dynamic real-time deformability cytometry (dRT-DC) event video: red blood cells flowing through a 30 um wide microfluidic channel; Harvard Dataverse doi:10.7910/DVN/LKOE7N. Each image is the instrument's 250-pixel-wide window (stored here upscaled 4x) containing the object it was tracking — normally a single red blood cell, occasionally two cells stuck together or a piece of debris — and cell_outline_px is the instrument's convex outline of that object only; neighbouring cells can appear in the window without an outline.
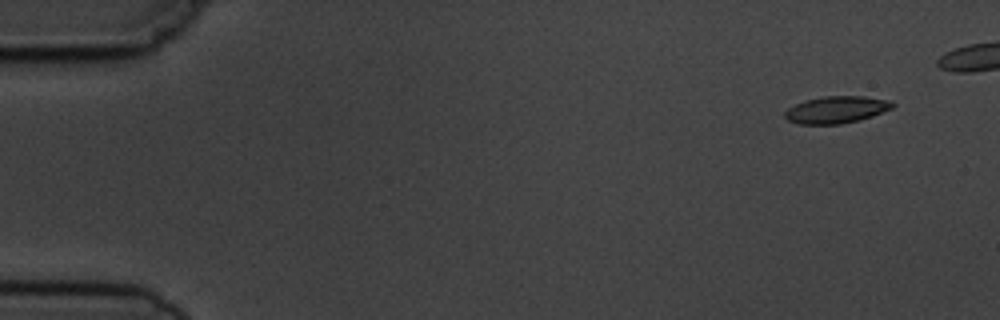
{"species": "common noctule bat (a hibernating species)", "species_latin": "Nyctalus noctula", "temperature_condition": "cold", "stored_images_in_passage": 8, "segment_of_instrument_passage": [1, 2], "camera_frame_rate_fps": 3000, "um_per_image_px": 0.085, "animal": {"sex": "male", "body_mass_g": 19.5, "forearm_length_mm": 54.6}, "frame": {"image": 1, "passage_image": 1, "time_ms": 0.0, "image_size_px": [1000, 320], "cell_outline_px": [[896, 104], [892, 108], [872, 116], [860, 120], [840, 124], [800, 124], [788, 120], [784, 116], [784, 112], [788, 108], [804, 100], [824, 96], [864, 96], [892, 100]], "centroid_in_image_um": [71.11, 9.31], "position_along_channel_um": 13.9, "area_um2": 17.05}}
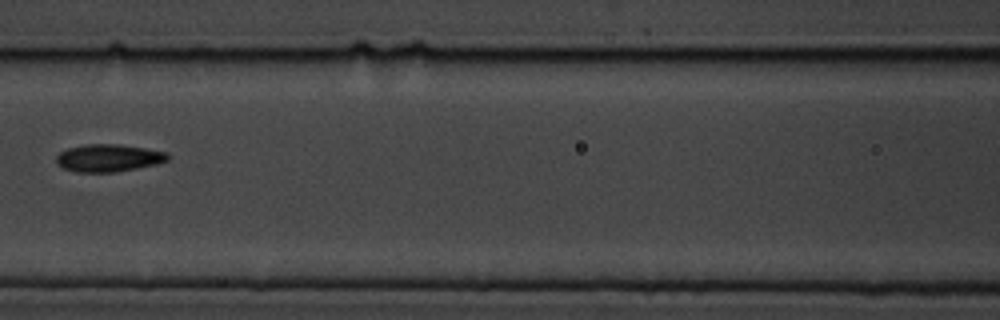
{"frame": {"image": 2, "passage_image": 7, "time_ms": 7.0, "image_size_px": [1000, 320], "cell_outline_px": [[168, 160], [156, 164], [116, 172], [76, 172], [64, 168], [56, 164], [56, 156], [60, 152], [68, 148], [84, 144], [120, 144], [168, 152]], "centroid_in_image_um": [9.2, 13.42], "position_along_channel_um": 157.4, "area_um2": 17.86}}